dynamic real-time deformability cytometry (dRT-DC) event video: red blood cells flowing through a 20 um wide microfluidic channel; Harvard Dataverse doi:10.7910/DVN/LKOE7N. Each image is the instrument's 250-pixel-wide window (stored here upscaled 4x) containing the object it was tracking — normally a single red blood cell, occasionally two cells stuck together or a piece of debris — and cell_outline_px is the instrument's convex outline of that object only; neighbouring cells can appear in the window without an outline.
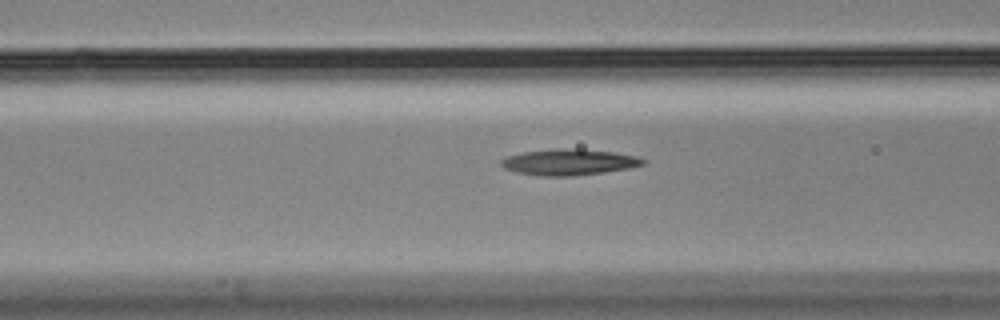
{"species": "Egyptian fruit bat (a non-hibernating species)", "species_latin": "Rousettus aegyptiacus", "temperature_condition": "cold", "stored_images_in_passage": 41, "camera_frame_rate_fps": 3000, "um_per_image_px": 0.085, "animal": {"sex": "male"}, "frame": {"image": 1, "passage_image": 16, "time_ms": 5.0, "image_size_px": [1000, 320], "cell_outline_px": [[644, 164], [632, 168], [604, 172], [572, 176], [540, 176], [516, 172], [504, 168], [500, 164], [500, 160], [508, 156], [524, 152], [576, 148], [616, 152], [636, 156], [644, 160]], "centroid_in_image_um": [48.39, 13.79], "position_along_channel_um": 118.2, "area_um2": 21.39}}
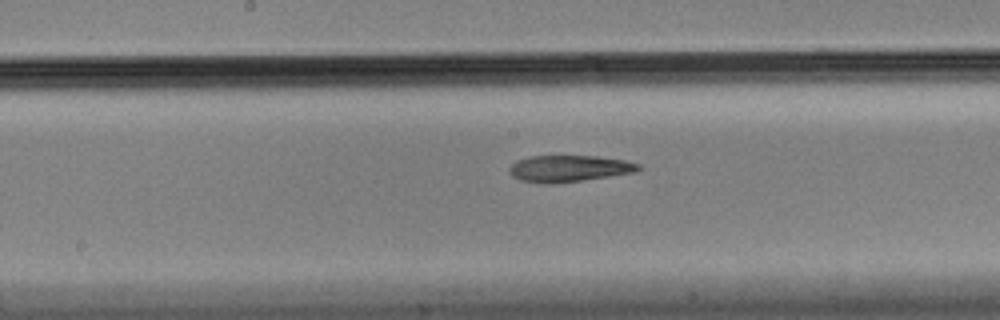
{"frame": {"image": 2, "passage_image": 23, "time_ms": 7.333, "image_size_px": [1000, 320], "cell_outline_px": [[640, 168], [636, 172], [552, 184], [540, 184], [520, 180], [512, 176], [508, 172], [508, 168], [516, 160], [528, 156], [596, 156], [624, 160], [640, 164]], "centroid_in_image_um": [48.3, 14.32], "position_along_channel_um": 199.9, "area_um2": 20.0}}
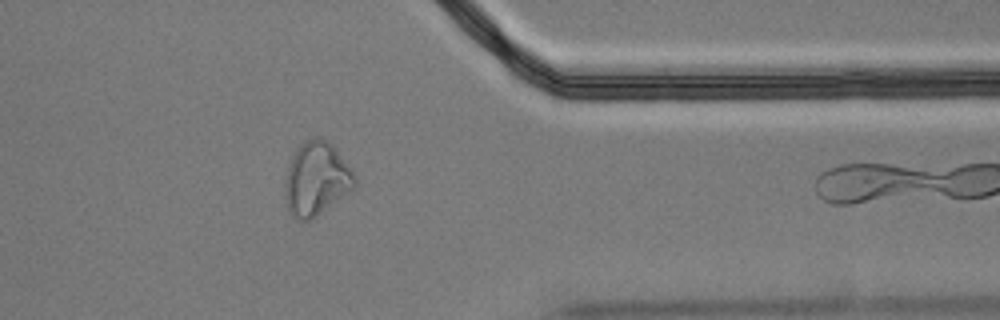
{"frame": {"image": 3, "passage_image": 40, "time_ms": 13.0, "image_size_px": [1000, 320], "cell_outline_px": [[356, 184], [348, 192], [316, 216], [308, 220], [296, 220], [292, 216], [284, 200], [284, 184], [288, 168], [292, 156], [300, 144], [304, 140], [312, 136], [320, 136], [332, 144], [336, 148], [356, 176]], "centroid_in_image_um": [26.86, 15.17], "position_along_channel_um": 384.5, "area_um2": 29.88}}